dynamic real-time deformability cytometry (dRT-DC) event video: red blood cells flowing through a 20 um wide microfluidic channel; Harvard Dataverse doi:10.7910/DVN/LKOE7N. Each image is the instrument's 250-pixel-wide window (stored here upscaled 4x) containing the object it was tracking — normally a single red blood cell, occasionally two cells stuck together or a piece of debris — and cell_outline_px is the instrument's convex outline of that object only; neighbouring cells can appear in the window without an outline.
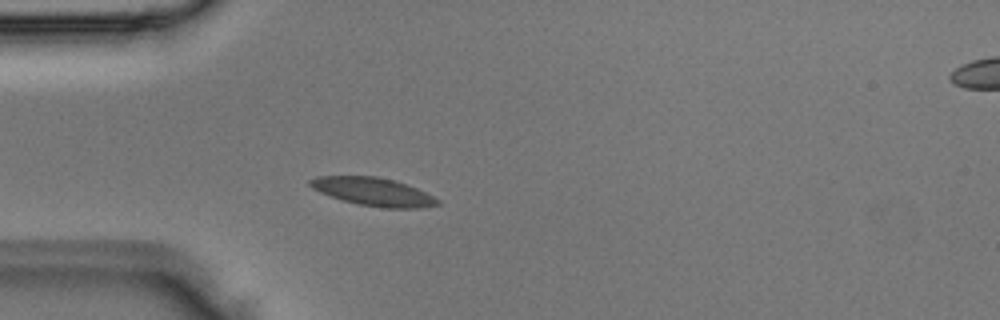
{"species": "Egyptian fruit bat (a non-hibernating species)", "species_latin": "Rousettus aegyptiacus", "temperature_condition": "room temperature", "stored_images_in_passage": 5, "camera_frame_rate_fps": 3000, "um_per_image_px": 0.085, "animal": {"sex": "male"}, "frame": {"image": 1, "passage_image": 4, "time_ms": 1.0, "image_size_px": [1000, 320], "cell_outline_px": [[440, 204], [424, 208], [384, 208], [356, 204], [340, 200], [320, 192], [312, 188], [308, 184], [308, 180], [316, 176], [376, 176], [392, 180], [416, 188], [440, 200]], "centroid_in_image_um": [31.69, 16.31], "position_along_channel_um": 53.3, "area_um2": 20.92}}